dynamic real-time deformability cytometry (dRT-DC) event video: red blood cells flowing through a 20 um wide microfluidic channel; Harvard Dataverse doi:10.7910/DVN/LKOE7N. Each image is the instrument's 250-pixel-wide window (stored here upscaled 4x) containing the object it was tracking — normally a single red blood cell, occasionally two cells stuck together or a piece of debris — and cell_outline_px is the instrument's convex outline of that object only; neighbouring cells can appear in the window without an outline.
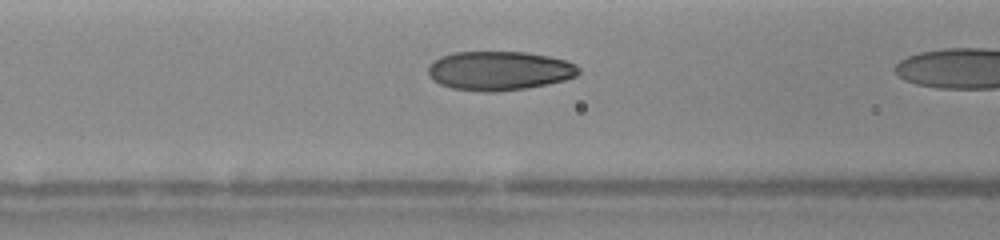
{"species": "human", "species_latin": "Homo sapiens", "temperature_condition": "warm", "stored_images_in_passage": 35, "camera_frame_rate_fps": 3000, "um_per_image_px": 0.085, "donor": {"sex": "female"}, "frame": {"image": 1, "passage_image": 17, "time_ms": 5.333, "image_size_px": [1000, 240], "cell_outline_px": [[580, 72], [576, 76], [564, 80], [548, 84], [528, 88], [492, 92], [484, 92], [452, 88], [440, 84], [432, 80], [428, 76], [428, 68], [440, 56], [452, 52], [528, 52], [548, 56], [564, 60], [576, 64], [580, 68]], "centroid_in_image_um": [42.44, 6.01], "position_along_channel_um": 124.2, "area_um2": 34.39}}
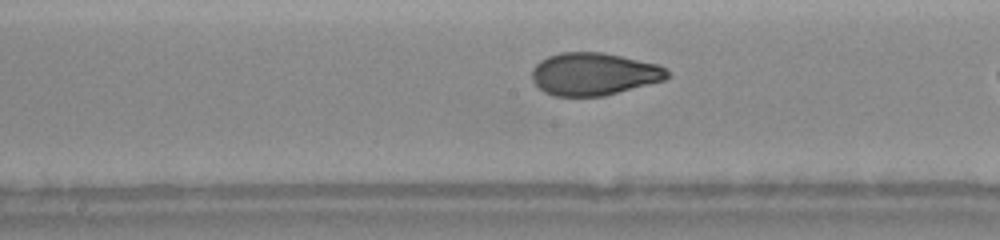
{"frame": {"image": 2, "passage_image": 22, "time_ms": 7.0, "image_size_px": [1000, 240], "cell_outline_px": [[672, 76], [664, 80], [604, 96], [556, 96], [544, 92], [532, 80], [532, 68], [540, 60], [548, 56], [560, 52], [600, 52], [660, 64], [668, 68]], "centroid_in_image_um": [50.51, 6.28], "position_along_channel_um": 197.7, "area_um2": 33.76}}
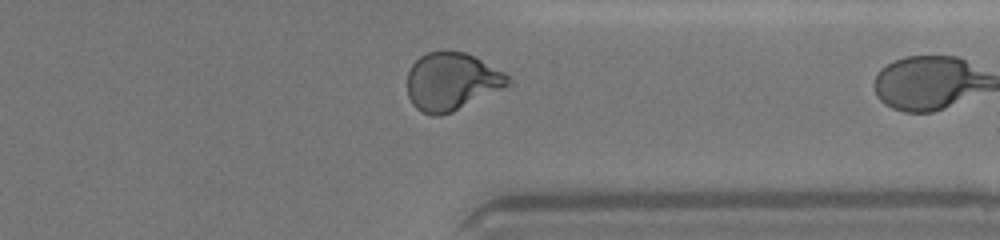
{"frame": {"image": 3, "passage_image": 34, "time_ms": 11.0, "image_size_px": [1000, 240], "cell_outline_px": [[516, 84], [452, 112], [440, 116], [432, 116], [420, 112], [412, 104], [408, 96], [408, 72], [412, 64], [420, 56], [428, 52], [444, 48], [448, 48], [464, 52], [504, 72]], "centroid_in_image_um": [38.42, 6.93], "position_along_channel_um": 373.0, "area_um2": 34.74}}